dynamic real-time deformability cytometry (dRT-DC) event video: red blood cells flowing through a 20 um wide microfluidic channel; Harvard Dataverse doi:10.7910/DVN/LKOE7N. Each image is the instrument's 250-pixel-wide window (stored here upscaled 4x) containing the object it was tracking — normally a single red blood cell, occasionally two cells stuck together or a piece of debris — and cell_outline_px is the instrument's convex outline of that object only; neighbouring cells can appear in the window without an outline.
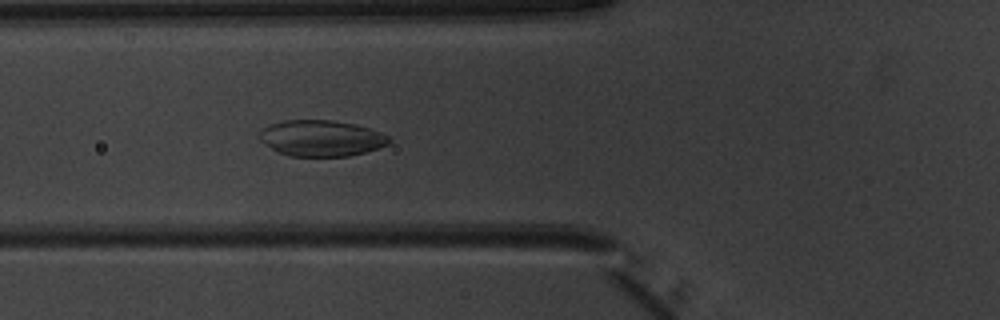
{"species": "common noctule bat (a hibernating species)", "species_latin": "Nyctalus noctula", "temperature_condition": "warm", "stored_images_in_passage": 35, "camera_frame_rate_fps": 3000, "um_per_image_px": 0.085, "animal": {"sex": "male", "body_mass_g": 20.1, "forearm_length_mm": 53.5}, "frame": {"image": 1, "passage_image": 3, "time_ms": 0.667, "image_size_px": [1000, 320], "cell_outline_px": [[392, 140], [388, 144], [364, 152], [348, 156], [288, 156], [276, 152], [264, 144], [256, 136], [264, 128], [272, 124], [284, 120], [332, 120], [356, 124], [380, 132], [388, 136]], "centroid_in_image_um": [27.27, 11.75], "position_along_channel_um": 98.5, "area_um2": 27.28}}
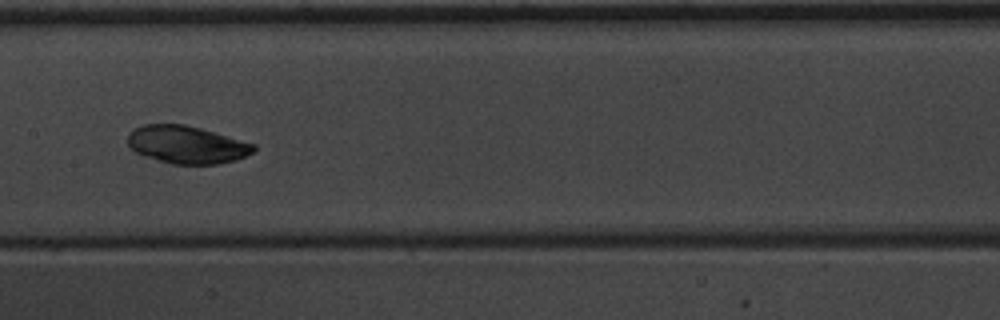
{"frame": {"image": 2, "passage_image": 10, "time_ms": 3.0, "image_size_px": [1000, 320], "cell_outline_px": [[256, 148], [252, 152], [236, 160], [220, 164], [172, 164], [144, 156], [136, 152], [128, 144], [128, 136], [136, 128], [144, 124], [184, 124], [200, 128], [256, 144]], "centroid_in_image_um": [15.89, 12.3], "position_along_channel_um": 191.5, "area_um2": 27.46}}
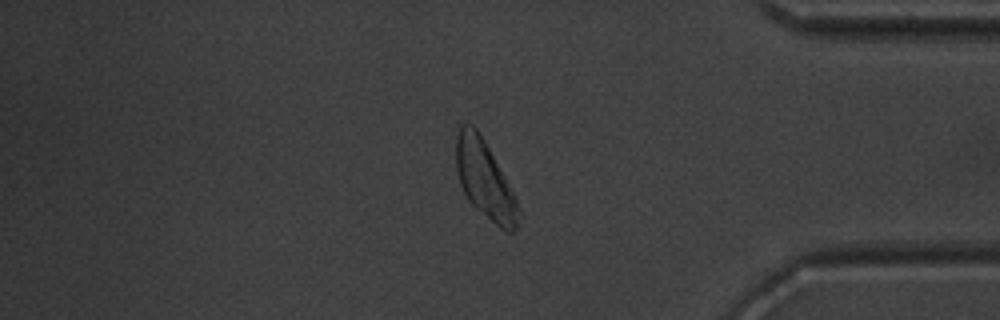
{"frame": {"image": 3, "passage_image": 27, "time_ms": 8.667, "image_size_px": [1000, 320], "cell_outline_px": [[520, 212], [516, 228], [512, 232], [504, 232], [476, 208], [468, 200], [460, 184], [456, 168], [456, 136], [460, 124], [472, 124], [476, 128], [488, 148], [516, 196], [520, 208]], "centroid_in_image_um": [41.21, 15.3], "position_along_channel_um": 394.0, "area_um2": 28.15}}